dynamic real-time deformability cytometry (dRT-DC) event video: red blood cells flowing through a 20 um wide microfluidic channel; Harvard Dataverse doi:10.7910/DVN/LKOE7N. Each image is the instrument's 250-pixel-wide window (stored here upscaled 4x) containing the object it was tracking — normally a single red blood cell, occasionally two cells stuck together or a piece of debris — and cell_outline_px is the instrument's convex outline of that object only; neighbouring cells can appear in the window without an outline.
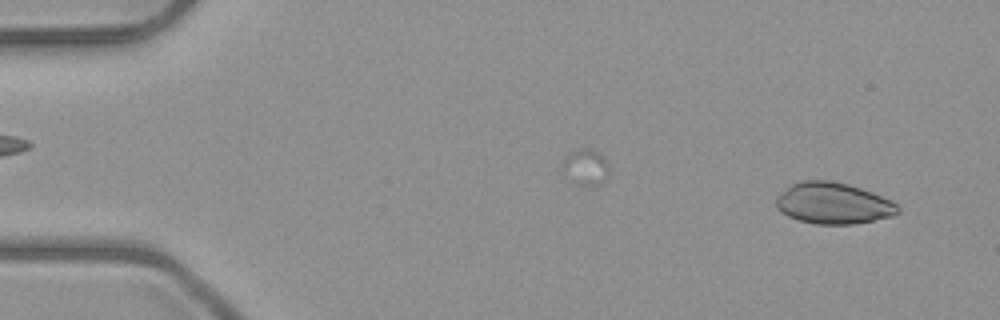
{"species": "common noctule bat (a hibernating species)", "species_latin": "Nyctalus noctula", "temperature_condition": "room temperature", "stored_images_in_passage": 3, "camera_frame_rate_fps": 3000, "um_per_image_px": 0.085, "animal": {"sex": "male", "body_mass_g": 23.1, "forearm_length_mm": 52.7}, "frame": {"image": 1, "passage_image": 3, "time_ms": 2.333, "image_size_px": [1000, 320], "cell_outline_px": [[900, 212], [892, 216], [852, 224], [816, 224], [796, 220], [780, 212], [776, 208], [776, 196], [792, 184], [804, 180], [828, 180], [848, 184], [872, 192], [896, 204], [900, 208]], "centroid_in_image_um": [70.78, 17.28], "position_along_channel_um": 14.2, "area_um2": 29.19}}